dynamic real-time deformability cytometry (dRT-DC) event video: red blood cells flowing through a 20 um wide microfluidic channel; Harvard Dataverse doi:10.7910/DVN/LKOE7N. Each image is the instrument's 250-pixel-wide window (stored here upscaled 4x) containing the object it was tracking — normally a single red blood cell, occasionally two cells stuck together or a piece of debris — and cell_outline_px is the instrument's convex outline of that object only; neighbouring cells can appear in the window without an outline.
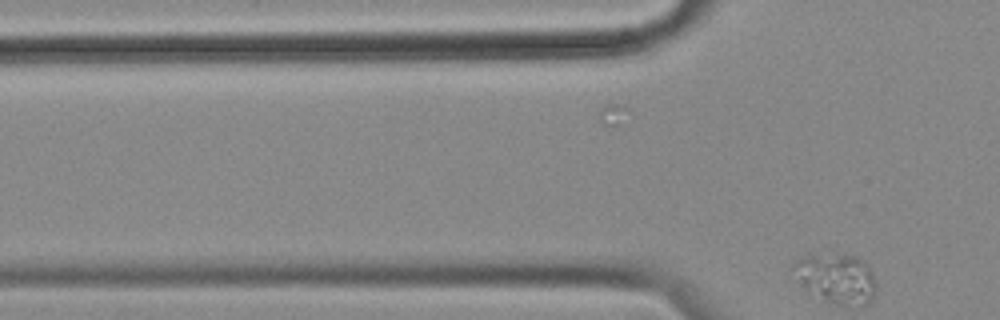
{"species": "common noctule bat (a hibernating species)", "species_latin": "Nyctalus noctula", "temperature_condition": "cold", "stored_images_in_passage": 7, "camera_frame_rate_fps": 3000, "um_per_image_px": 0.085, "animal": {"sex": "female", "body_mass_g": 18.4}, "frame": {"image": 1, "passage_image": 7, "time_ms": 2.0, "image_size_px": [1000, 320], "cell_outline_px": [[876, 296], [868, 304], [836, 304], [824, 300], [804, 288], [800, 284], [792, 268], [792, 264], [808, 256], [856, 256], [868, 264], [872, 272], [876, 284]], "centroid_in_image_um": [71.15, 23.7], "position_along_channel_um": 54.7, "area_um2": 23.35}}